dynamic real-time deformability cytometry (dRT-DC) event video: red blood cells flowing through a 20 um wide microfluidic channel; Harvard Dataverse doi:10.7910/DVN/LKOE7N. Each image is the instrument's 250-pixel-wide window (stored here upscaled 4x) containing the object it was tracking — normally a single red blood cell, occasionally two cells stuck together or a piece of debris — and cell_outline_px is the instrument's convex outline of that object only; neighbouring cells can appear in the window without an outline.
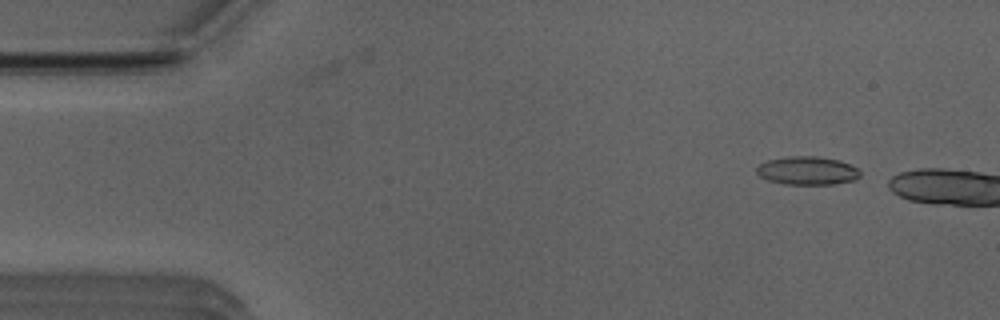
{"species": "Egyptian fruit bat (a non-hibernating species)", "species_latin": "Rousettus aegyptiacus", "temperature_condition": "room temperature", "stored_images_in_passage": 7, "camera_frame_rate_fps": 3000, "um_per_image_px": 0.085, "animal": {"sex": "male"}, "frame": {"image": 1, "passage_image": 4, "time_ms": 1.0, "image_size_px": [1000, 320], "cell_outline_px": [[860, 176], [856, 180], [832, 184], [784, 184], [768, 180], [760, 176], [756, 172], [756, 168], [760, 164], [768, 160], [788, 156], [816, 156], [840, 160], [856, 168], [860, 172]], "centroid_in_image_um": [68.62, 14.5], "position_along_channel_um": 16.4, "area_um2": 17.05}}